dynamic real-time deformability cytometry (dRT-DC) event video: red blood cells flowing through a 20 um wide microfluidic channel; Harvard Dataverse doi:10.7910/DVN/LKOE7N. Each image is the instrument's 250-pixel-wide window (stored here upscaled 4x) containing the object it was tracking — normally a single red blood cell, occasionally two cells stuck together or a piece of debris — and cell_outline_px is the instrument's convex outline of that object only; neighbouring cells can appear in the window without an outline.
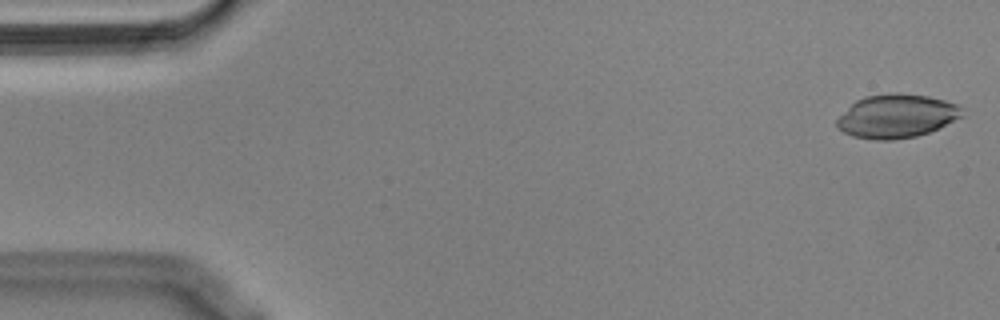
{"species": "Egyptian fruit bat (a non-hibernating species)", "species_latin": "Rousettus aegyptiacus", "temperature_condition": "cold", "stored_images_in_passage": 54, "camera_frame_rate_fps": 3000, "um_per_image_px": 0.085, "animal": {"sex": "male"}, "frame": {"image": 1, "passage_image": 1, "time_ms": 0.0, "image_size_px": [1000, 320], "cell_outline_px": [[964, 116], [928, 132], [916, 136], [892, 140], [872, 140], [852, 136], [844, 132], [836, 124], [836, 120], [856, 100], [864, 96], [896, 92], [900, 92], [928, 96], [944, 100], [956, 104], [960, 108]], "centroid_in_image_um": [76.2, 9.86], "position_along_channel_um": 8.8, "area_um2": 31.67}}
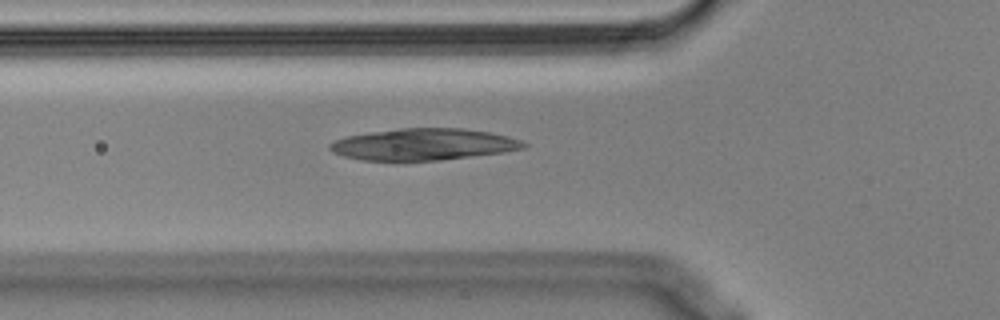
{"frame": {"image": 2, "passage_image": 18, "time_ms": 5.667, "image_size_px": [1000, 320], "cell_outline_px": [[528, 144], [524, 148], [504, 152], [440, 160], [404, 164], [400, 164], [360, 160], [344, 156], [332, 152], [328, 148], [328, 144], [336, 140], [348, 136], [372, 132], [400, 128], [460, 128], [488, 132], [508, 136], [520, 140]], "centroid_in_image_um": [35.92, 12.32], "position_along_channel_um": 89.9, "area_um2": 36.65}}
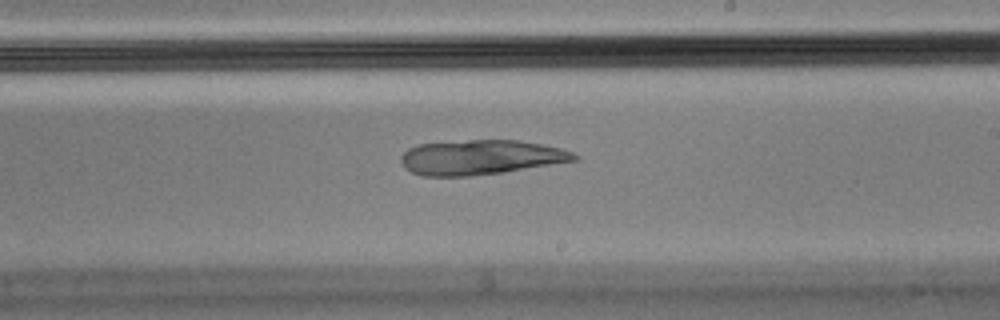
{"frame": {"image": 3, "passage_image": 31, "time_ms": 10.0, "image_size_px": [1000, 320], "cell_outline_px": [[580, 160], [504, 172], [472, 176], [424, 176], [412, 172], [404, 168], [400, 160], [400, 156], [408, 148], [416, 144], [468, 140], [520, 140], [560, 148], [572, 152], [580, 156]], "centroid_in_image_um": [40.86, 13.37], "position_along_channel_um": 248.1, "area_um2": 35.37}}